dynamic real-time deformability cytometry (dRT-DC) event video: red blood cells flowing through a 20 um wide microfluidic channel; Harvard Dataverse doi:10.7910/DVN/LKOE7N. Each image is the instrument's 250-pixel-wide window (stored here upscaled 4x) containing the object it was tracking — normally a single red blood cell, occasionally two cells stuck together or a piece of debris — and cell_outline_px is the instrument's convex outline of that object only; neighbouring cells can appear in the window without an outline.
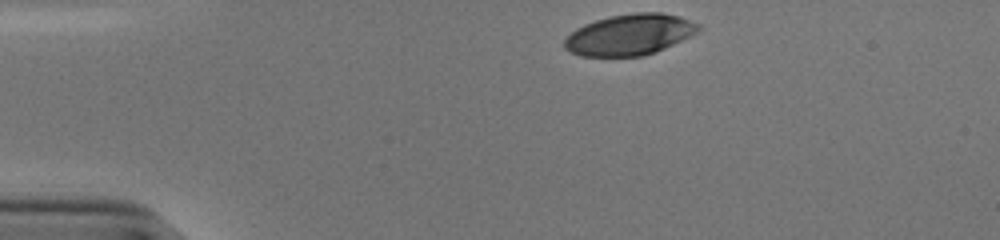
{"species": "human", "species_latin": "Homo sapiens", "temperature_condition": "cold", "stored_images_in_passage": 34, "camera_frame_rate_fps": 3000, "um_per_image_px": 0.085, "donor": {"sex": "male"}, "frame": {"image": 1, "passage_image": 1, "time_ms": 0.0, "image_size_px": [1000, 240], "cell_outline_px": [[700, 32], [656, 52], [644, 56], [580, 56], [564, 48], [564, 40], [576, 28], [584, 24], [608, 16], [636, 12], [660, 12], [680, 16], [700, 24]], "centroid_in_image_um": [53.55, 2.94], "position_along_channel_um": 31.4, "area_um2": 32.19}}
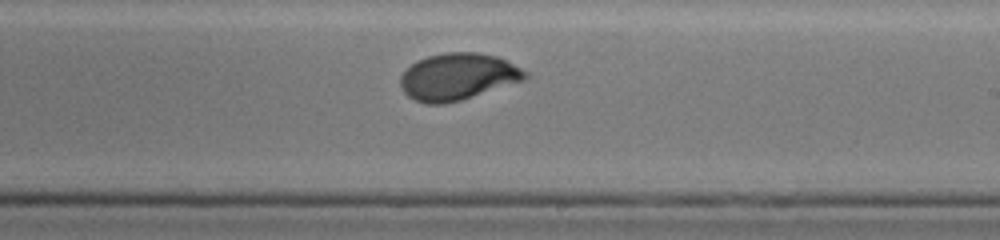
{"frame": {"image": 2, "passage_image": 23, "time_ms": 7.333, "image_size_px": [1000, 240], "cell_outline_px": [[528, 76], [524, 80], [460, 100], [444, 104], [428, 104], [416, 100], [408, 96], [404, 92], [400, 84], [400, 76], [416, 60], [428, 56], [444, 52], [476, 52], [496, 56], [528, 72]], "centroid_in_image_um": [38.89, 6.51], "position_along_channel_um": 250.1, "area_um2": 33.7}}
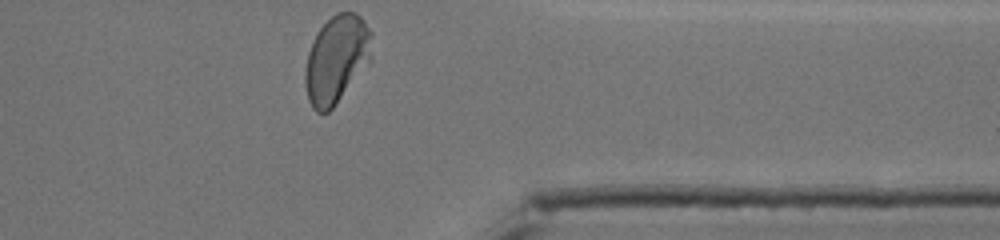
{"frame": {"image": 3, "passage_image": 34, "time_ms": 11.0, "image_size_px": [1000, 240], "cell_outline_px": [[372, 60], [332, 108], [328, 112], [316, 112], [312, 108], [308, 100], [304, 84], [304, 72], [308, 52], [312, 40], [316, 32], [336, 12], [356, 12], [364, 20], [372, 32]], "centroid_in_image_um": [28.61, 5.02], "position_along_channel_um": 382.8, "area_um2": 34.51}, "authors_computed_cell_mechanics": {"area_um2": 33.7263, "velocity_mm_per_s": 3.8299, "shape_relaxation_time_tau1_ms": 3.6012, "shape_relaxation_time_tau2_ms": null, "deformation_change_tau1": 0.1767, "deformation_change_tau2": null}}